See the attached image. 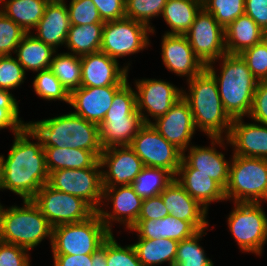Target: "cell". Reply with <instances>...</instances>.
<instances>
[{"label": "cell", "instance_id": "cell-18", "mask_svg": "<svg viewBox=\"0 0 267 266\" xmlns=\"http://www.w3.org/2000/svg\"><path fill=\"white\" fill-rule=\"evenodd\" d=\"M99 161L103 187L131 185L144 167L142 160L130 146L103 149Z\"/></svg>", "mask_w": 267, "mask_h": 266}, {"label": "cell", "instance_id": "cell-9", "mask_svg": "<svg viewBox=\"0 0 267 266\" xmlns=\"http://www.w3.org/2000/svg\"><path fill=\"white\" fill-rule=\"evenodd\" d=\"M227 226L242 253L262 256L267 242V215L262 203L234 202Z\"/></svg>", "mask_w": 267, "mask_h": 266}, {"label": "cell", "instance_id": "cell-30", "mask_svg": "<svg viewBox=\"0 0 267 266\" xmlns=\"http://www.w3.org/2000/svg\"><path fill=\"white\" fill-rule=\"evenodd\" d=\"M132 245L143 266H159L164 263L174 266L178 241L169 238H138Z\"/></svg>", "mask_w": 267, "mask_h": 266}, {"label": "cell", "instance_id": "cell-12", "mask_svg": "<svg viewBox=\"0 0 267 266\" xmlns=\"http://www.w3.org/2000/svg\"><path fill=\"white\" fill-rule=\"evenodd\" d=\"M32 201L39 207L52 227L78 223L92 217L96 211L83 199L43 185Z\"/></svg>", "mask_w": 267, "mask_h": 266}, {"label": "cell", "instance_id": "cell-48", "mask_svg": "<svg viewBox=\"0 0 267 266\" xmlns=\"http://www.w3.org/2000/svg\"><path fill=\"white\" fill-rule=\"evenodd\" d=\"M251 121L267 125V81H259L249 116Z\"/></svg>", "mask_w": 267, "mask_h": 266}, {"label": "cell", "instance_id": "cell-34", "mask_svg": "<svg viewBox=\"0 0 267 266\" xmlns=\"http://www.w3.org/2000/svg\"><path fill=\"white\" fill-rule=\"evenodd\" d=\"M49 174L61 169L92 167L99 158L92 152L75 148L43 147Z\"/></svg>", "mask_w": 267, "mask_h": 266}, {"label": "cell", "instance_id": "cell-33", "mask_svg": "<svg viewBox=\"0 0 267 266\" xmlns=\"http://www.w3.org/2000/svg\"><path fill=\"white\" fill-rule=\"evenodd\" d=\"M104 23L71 25L65 47L67 53L84 56L100 51Z\"/></svg>", "mask_w": 267, "mask_h": 266}, {"label": "cell", "instance_id": "cell-25", "mask_svg": "<svg viewBox=\"0 0 267 266\" xmlns=\"http://www.w3.org/2000/svg\"><path fill=\"white\" fill-rule=\"evenodd\" d=\"M70 26L66 0H50L31 34L58 51L59 47L65 46Z\"/></svg>", "mask_w": 267, "mask_h": 266}, {"label": "cell", "instance_id": "cell-2", "mask_svg": "<svg viewBox=\"0 0 267 266\" xmlns=\"http://www.w3.org/2000/svg\"><path fill=\"white\" fill-rule=\"evenodd\" d=\"M217 62L220 67L216 70ZM206 69L215 78L219 96L227 114L232 119L247 118L259 81L251 73L241 55L226 53L218 60L206 65Z\"/></svg>", "mask_w": 267, "mask_h": 266}, {"label": "cell", "instance_id": "cell-19", "mask_svg": "<svg viewBox=\"0 0 267 266\" xmlns=\"http://www.w3.org/2000/svg\"><path fill=\"white\" fill-rule=\"evenodd\" d=\"M80 60L81 86H124L129 81L128 73L131 61L124 63L123 67L117 60L101 51L81 56Z\"/></svg>", "mask_w": 267, "mask_h": 266}, {"label": "cell", "instance_id": "cell-15", "mask_svg": "<svg viewBox=\"0 0 267 266\" xmlns=\"http://www.w3.org/2000/svg\"><path fill=\"white\" fill-rule=\"evenodd\" d=\"M133 83L136 89L137 111L144 124H150L151 118L154 121L163 116L182 97L183 87L179 88L163 79L144 77Z\"/></svg>", "mask_w": 267, "mask_h": 266}, {"label": "cell", "instance_id": "cell-5", "mask_svg": "<svg viewBox=\"0 0 267 266\" xmlns=\"http://www.w3.org/2000/svg\"><path fill=\"white\" fill-rule=\"evenodd\" d=\"M21 206L5 207L0 202V236L2 241L29 251L48 238L52 242L53 227L32 200H22Z\"/></svg>", "mask_w": 267, "mask_h": 266}, {"label": "cell", "instance_id": "cell-8", "mask_svg": "<svg viewBox=\"0 0 267 266\" xmlns=\"http://www.w3.org/2000/svg\"><path fill=\"white\" fill-rule=\"evenodd\" d=\"M111 235L96 212L89 219L53 227L52 254H92Z\"/></svg>", "mask_w": 267, "mask_h": 266}, {"label": "cell", "instance_id": "cell-38", "mask_svg": "<svg viewBox=\"0 0 267 266\" xmlns=\"http://www.w3.org/2000/svg\"><path fill=\"white\" fill-rule=\"evenodd\" d=\"M35 95L46 101H63L69 104L70 94L50 69L36 72L32 82Z\"/></svg>", "mask_w": 267, "mask_h": 266}, {"label": "cell", "instance_id": "cell-21", "mask_svg": "<svg viewBox=\"0 0 267 266\" xmlns=\"http://www.w3.org/2000/svg\"><path fill=\"white\" fill-rule=\"evenodd\" d=\"M161 41L162 63L169 72L188 81L206 68L185 35L163 34Z\"/></svg>", "mask_w": 267, "mask_h": 266}, {"label": "cell", "instance_id": "cell-10", "mask_svg": "<svg viewBox=\"0 0 267 266\" xmlns=\"http://www.w3.org/2000/svg\"><path fill=\"white\" fill-rule=\"evenodd\" d=\"M149 35H152V28L128 17L107 21L102 30L100 51L119 61V58L148 50Z\"/></svg>", "mask_w": 267, "mask_h": 266}, {"label": "cell", "instance_id": "cell-32", "mask_svg": "<svg viewBox=\"0 0 267 266\" xmlns=\"http://www.w3.org/2000/svg\"><path fill=\"white\" fill-rule=\"evenodd\" d=\"M201 8L202 0H167L161 17L171 30L164 34L184 35Z\"/></svg>", "mask_w": 267, "mask_h": 266}, {"label": "cell", "instance_id": "cell-41", "mask_svg": "<svg viewBox=\"0 0 267 266\" xmlns=\"http://www.w3.org/2000/svg\"><path fill=\"white\" fill-rule=\"evenodd\" d=\"M19 101L11 91L0 90V130L9 129L13 135L19 133L28 122L20 118Z\"/></svg>", "mask_w": 267, "mask_h": 266}, {"label": "cell", "instance_id": "cell-36", "mask_svg": "<svg viewBox=\"0 0 267 266\" xmlns=\"http://www.w3.org/2000/svg\"><path fill=\"white\" fill-rule=\"evenodd\" d=\"M174 179L165 169L144 166L131 186L139 197L145 199L160 195Z\"/></svg>", "mask_w": 267, "mask_h": 266}, {"label": "cell", "instance_id": "cell-35", "mask_svg": "<svg viewBox=\"0 0 267 266\" xmlns=\"http://www.w3.org/2000/svg\"><path fill=\"white\" fill-rule=\"evenodd\" d=\"M70 94L81 86V60L67 52L54 54L49 68Z\"/></svg>", "mask_w": 267, "mask_h": 266}, {"label": "cell", "instance_id": "cell-39", "mask_svg": "<svg viewBox=\"0 0 267 266\" xmlns=\"http://www.w3.org/2000/svg\"><path fill=\"white\" fill-rule=\"evenodd\" d=\"M167 0H125V15L135 21L142 22L152 28L155 34V27L150 21L153 18L161 17Z\"/></svg>", "mask_w": 267, "mask_h": 266}, {"label": "cell", "instance_id": "cell-28", "mask_svg": "<svg viewBox=\"0 0 267 266\" xmlns=\"http://www.w3.org/2000/svg\"><path fill=\"white\" fill-rule=\"evenodd\" d=\"M175 180L207 210L212 202L226 201L225 189L204 173H177Z\"/></svg>", "mask_w": 267, "mask_h": 266}, {"label": "cell", "instance_id": "cell-31", "mask_svg": "<svg viewBox=\"0 0 267 266\" xmlns=\"http://www.w3.org/2000/svg\"><path fill=\"white\" fill-rule=\"evenodd\" d=\"M50 0H1L0 11L21 26L27 33L33 32Z\"/></svg>", "mask_w": 267, "mask_h": 266}, {"label": "cell", "instance_id": "cell-22", "mask_svg": "<svg viewBox=\"0 0 267 266\" xmlns=\"http://www.w3.org/2000/svg\"><path fill=\"white\" fill-rule=\"evenodd\" d=\"M123 86L84 87L72 91L69 105L74 108L73 114L85 120L100 124L111 107L114 95Z\"/></svg>", "mask_w": 267, "mask_h": 266}, {"label": "cell", "instance_id": "cell-29", "mask_svg": "<svg viewBox=\"0 0 267 266\" xmlns=\"http://www.w3.org/2000/svg\"><path fill=\"white\" fill-rule=\"evenodd\" d=\"M57 52L52 46L38 40L31 33H27L17 46L14 56L23 66L25 72L34 74L49 69L54 54Z\"/></svg>", "mask_w": 267, "mask_h": 266}, {"label": "cell", "instance_id": "cell-45", "mask_svg": "<svg viewBox=\"0 0 267 266\" xmlns=\"http://www.w3.org/2000/svg\"><path fill=\"white\" fill-rule=\"evenodd\" d=\"M240 55L258 81H267V37Z\"/></svg>", "mask_w": 267, "mask_h": 266}, {"label": "cell", "instance_id": "cell-40", "mask_svg": "<svg viewBox=\"0 0 267 266\" xmlns=\"http://www.w3.org/2000/svg\"><path fill=\"white\" fill-rule=\"evenodd\" d=\"M202 7L225 29L245 14V0H202Z\"/></svg>", "mask_w": 267, "mask_h": 266}, {"label": "cell", "instance_id": "cell-52", "mask_svg": "<svg viewBox=\"0 0 267 266\" xmlns=\"http://www.w3.org/2000/svg\"><path fill=\"white\" fill-rule=\"evenodd\" d=\"M53 266H92V254H53Z\"/></svg>", "mask_w": 267, "mask_h": 266}, {"label": "cell", "instance_id": "cell-42", "mask_svg": "<svg viewBox=\"0 0 267 266\" xmlns=\"http://www.w3.org/2000/svg\"><path fill=\"white\" fill-rule=\"evenodd\" d=\"M107 266H143L132 244H118L114 234L106 239Z\"/></svg>", "mask_w": 267, "mask_h": 266}, {"label": "cell", "instance_id": "cell-27", "mask_svg": "<svg viewBox=\"0 0 267 266\" xmlns=\"http://www.w3.org/2000/svg\"><path fill=\"white\" fill-rule=\"evenodd\" d=\"M267 37V33L248 15L236 18L225 28L227 54H241Z\"/></svg>", "mask_w": 267, "mask_h": 266}, {"label": "cell", "instance_id": "cell-1", "mask_svg": "<svg viewBox=\"0 0 267 266\" xmlns=\"http://www.w3.org/2000/svg\"><path fill=\"white\" fill-rule=\"evenodd\" d=\"M1 157L4 191L9 190L23 200H32L38 190L48 183L45 150L41 140L28 126L14 134L8 155L1 154Z\"/></svg>", "mask_w": 267, "mask_h": 266}, {"label": "cell", "instance_id": "cell-11", "mask_svg": "<svg viewBox=\"0 0 267 266\" xmlns=\"http://www.w3.org/2000/svg\"><path fill=\"white\" fill-rule=\"evenodd\" d=\"M209 139L211 146L192 144L182 153L177 173H204L225 189L229 179L231 158L229 157L228 161L225 159V153L216 148L221 147L225 151L230 144L227 138L209 137Z\"/></svg>", "mask_w": 267, "mask_h": 266}, {"label": "cell", "instance_id": "cell-51", "mask_svg": "<svg viewBox=\"0 0 267 266\" xmlns=\"http://www.w3.org/2000/svg\"><path fill=\"white\" fill-rule=\"evenodd\" d=\"M245 14L267 33V0H245Z\"/></svg>", "mask_w": 267, "mask_h": 266}, {"label": "cell", "instance_id": "cell-44", "mask_svg": "<svg viewBox=\"0 0 267 266\" xmlns=\"http://www.w3.org/2000/svg\"><path fill=\"white\" fill-rule=\"evenodd\" d=\"M27 32L0 11V56H10Z\"/></svg>", "mask_w": 267, "mask_h": 266}, {"label": "cell", "instance_id": "cell-37", "mask_svg": "<svg viewBox=\"0 0 267 266\" xmlns=\"http://www.w3.org/2000/svg\"><path fill=\"white\" fill-rule=\"evenodd\" d=\"M199 230L193 236L178 242L177 255L174 266H214L213 261L207 257V253L200 245V241L207 231Z\"/></svg>", "mask_w": 267, "mask_h": 266}, {"label": "cell", "instance_id": "cell-14", "mask_svg": "<svg viewBox=\"0 0 267 266\" xmlns=\"http://www.w3.org/2000/svg\"><path fill=\"white\" fill-rule=\"evenodd\" d=\"M130 147L144 166L165 169L174 177L177 174L182 152L160 135L151 124H144L139 129Z\"/></svg>", "mask_w": 267, "mask_h": 266}, {"label": "cell", "instance_id": "cell-7", "mask_svg": "<svg viewBox=\"0 0 267 266\" xmlns=\"http://www.w3.org/2000/svg\"><path fill=\"white\" fill-rule=\"evenodd\" d=\"M226 202L263 203L267 201V159L231 156Z\"/></svg>", "mask_w": 267, "mask_h": 266}, {"label": "cell", "instance_id": "cell-54", "mask_svg": "<svg viewBox=\"0 0 267 266\" xmlns=\"http://www.w3.org/2000/svg\"><path fill=\"white\" fill-rule=\"evenodd\" d=\"M0 191L3 192V163L0 155Z\"/></svg>", "mask_w": 267, "mask_h": 266}, {"label": "cell", "instance_id": "cell-53", "mask_svg": "<svg viewBox=\"0 0 267 266\" xmlns=\"http://www.w3.org/2000/svg\"><path fill=\"white\" fill-rule=\"evenodd\" d=\"M92 266H107L106 240L101 247L92 253Z\"/></svg>", "mask_w": 267, "mask_h": 266}, {"label": "cell", "instance_id": "cell-26", "mask_svg": "<svg viewBox=\"0 0 267 266\" xmlns=\"http://www.w3.org/2000/svg\"><path fill=\"white\" fill-rule=\"evenodd\" d=\"M129 231H135L137 238H169L178 242L198 232L190 222L180 220L170 214L167 217L157 220H137Z\"/></svg>", "mask_w": 267, "mask_h": 266}, {"label": "cell", "instance_id": "cell-4", "mask_svg": "<svg viewBox=\"0 0 267 266\" xmlns=\"http://www.w3.org/2000/svg\"><path fill=\"white\" fill-rule=\"evenodd\" d=\"M27 126L41 140L43 147L83 149L92 151L98 158L103 151L99 125L72 112L29 121Z\"/></svg>", "mask_w": 267, "mask_h": 266}, {"label": "cell", "instance_id": "cell-46", "mask_svg": "<svg viewBox=\"0 0 267 266\" xmlns=\"http://www.w3.org/2000/svg\"><path fill=\"white\" fill-rule=\"evenodd\" d=\"M67 4L71 25L105 23L91 0H70Z\"/></svg>", "mask_w": 267, "mask_h": 266}, {"label": "cell", "instance_id": "cell-13", "mask_svg": "<svg viewBox=\"0 0 267 266\" xmlns=\"http://www.w3.org/2000/svg\"><path fill=\"white\" fill-rule=\"evenodd\" d=\"M48 184L86 201L96 212L103 198L102 168L98 160L90 168L61 169L49 174Z\"/></svg>", "mask_w": 267, "mask_h": 266}, {"label": "cell", "instance_id": "cell-3", "mask_svg": "<svg viewBox=\"0 0 267 266\" xmlns=\"http://www.w3.org/2000/svg\"><path fill=\"white\" fill-rule=\"evenodd\" d=\"M186 83L188 90L182 89V97L190 106L196 130L207 138H227L233 119L223 107L213 75L205 68Z\"/></svg>", "mask_w": 267, "mask_h": 266}, {"label": "cell", "instance_id": "cell-20", "mask_svg": "<svg viewBox=\"0 0 267 266\" xmlns=\"http://www.w3.org/2000/svg\"><path fill=\"white\" fill-rule=\"evenodd\" d=\"M150 124L182 153L192 145L191 141L196 134L190 106L183 97Z\"/></svg>", "mask_w": 267, "mask_h": 266}, {"label": "cell", "instance_id": "cell-17", "mask_svg": "<svg viewBox=\"0 0 267 266\" xmlns=\"http://www.w3.org/2000/svg\"><path fill=\"white\" fill-rule=\"evenodd\" d=\"M143 200L131 185L103 187L102 203L97 213L111 233H113V222L124 226L127 231L137 222ZM107 207L112 210L109 212Z\"/></svg>", "mask_w": 267, "mask_h": 266}, {"label": "cell", "instance_id": "cell-47", "mask_svg": "<svg viewBox=\"0 0 267 266\" xmlns=\"http://www.w3.org/2000/svg\"><path fill=\"white\" fill-rule=\"evenodd\" d=\"M30 251L14 245L3 242L0 244V266H31Z\"/></svg>", "mask_w": 267, "mask_h": 266}, {"label": "cell", "instance_id": "cell-43", "mask_svg": "<svg viewBox=\"0 0 267 266\" xmlns=\"http://www.w3.org/2000/svg\"><path fill=\"white\" fill-rule=\"evenodd\" d=\"M26 79L23 66L13 55L0 56V90L18 89Z\"/></svg>", "mask_w": 267, "mask_h": 266}, {"label": "cell", "instance_id": "cell-6", "mask_svg": "<svg viewBox=\"0 0 267 266\" xmlns=\"http://www.w3.org/2000/svg\"><path fill=\"white\" fill-rule=\"evenodd\" d=\"M143 125V119L137 111L136 91L128 81L114 95L111 107L99 124L100 145L103 149L130 146Z\"/></svg>", "mask_w": 267, "mask_h": 266}, {"label": "cell", "instance_id": "cell-49", "mask_svg": "<svg viewBox=\"0 0 267 266\" xmlns=\"http://www.w3.org/2000/svg\"><path fill=\"white\" fill-rule=\"evenodd\" d=\"M104 22L126 17L125 0H91Z\"/></svg>", "mask_w": 267, "mask_h": 266}, {"label": "cell", "instance_id": "cell-16", "mask_svg": "<svg viewBox=\"0 0 267 266\" xmlns=\"http://www.w3.org/2000/svg\"><path fill=\"white\" fill-rule=\"evenodd\" d=\"M184 35L205 66L226 54L225 29L203 7Z\"/></svg>", "mask_w": 267, "mask_h": 266}, {"label": "cell", "instance_id": "cell-23", "mask_svg": "<svg viewBox=\"0 0 267 266\" xmlns=\"http://www.w3.org/2000/svg\"><path fill=\"white\" fill-rule=\"evenodd\" d=\"M235 118L227 137L233 155L267 159V125Z\"/></svg>", "mask_w": 267, "mask_h": 266}, {"label": "cell", "instance_id": "cell-50", "mask_svg": "<svg viewBox=\"0 0 267 266\" xmlns=\"http://www.w3.org/2000/svg\"><path fill=\"white\" fill-rule=\"evenodd\" d=\"M169 215L161 195L145 198L138 220H157Z\"/></svg>", "mask_w": 267, "mask_h": 266}, {"label": "cell", "instance_id": "cell-24", "mask_svg": "<svg viewBox=\"0 0 267 266\" xmlns=\"http://www.w3.org/2000/svg\"><path fill=\"white\" fill-rule=\"evenodd\" d=\"M170 215L190 222L198 231L209 228L208 210L174 179L160 194Z\"/></svg>", "mask_w": 267, "mask_h": 266}]
</instances>
